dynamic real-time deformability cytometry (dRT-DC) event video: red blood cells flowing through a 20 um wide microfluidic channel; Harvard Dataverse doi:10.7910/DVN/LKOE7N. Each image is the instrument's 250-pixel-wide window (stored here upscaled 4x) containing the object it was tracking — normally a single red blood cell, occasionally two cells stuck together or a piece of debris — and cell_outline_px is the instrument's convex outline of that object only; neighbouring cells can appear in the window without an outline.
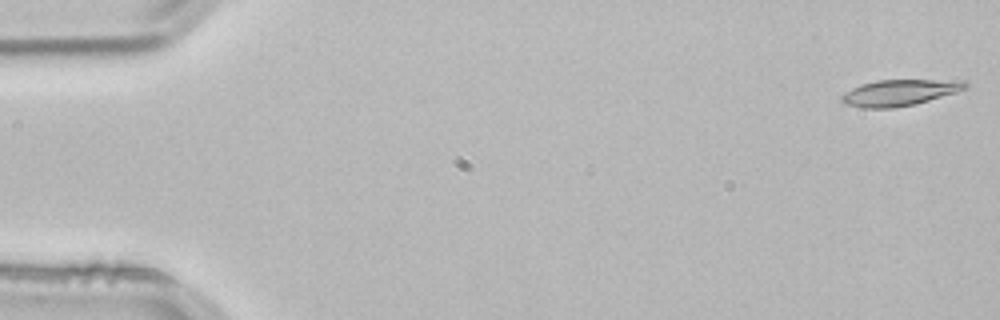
{"species": "common noctule bat (a hibernating species)", "species_latin": "Nyctalus noctula", "temperature_condition": "room temperature", "stored_images_in_passage": 53, "camera_frame_rate_fps": 3000, "um_per_image_px": 0.085, "animal": {"sex": "male", "body_mass_g": 21.5, "forearm_length_mm": 52.0}, "frame": {"image": 1, "passage_image": 1, "time_ms": 0.0, "image_size_px": [1000, 320], "cell_outline_px": [[968, 88], [956, 92], [916, 104], [892, 108], [864, 108], [848, 104], [840, 100], [840, 96], [844, 92], [860, 84], [876, 80], [964, 80], [968, 84]], "centroid_in_image_um": [76.46, 7.87], "position_along_channel_um": 8.5, "area_um2": 18.9}}
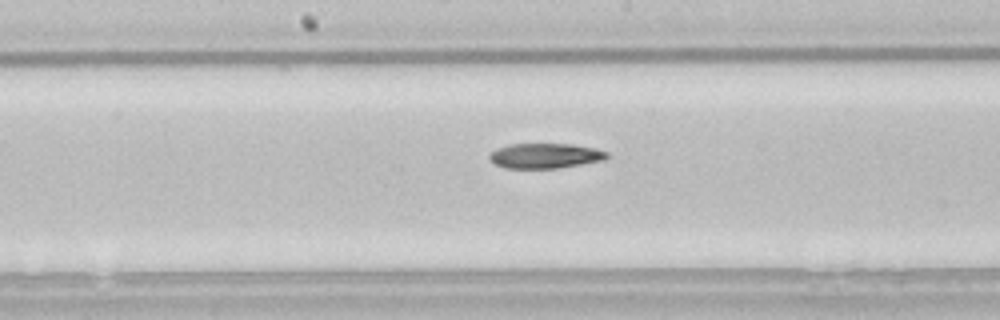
{"frame": {"image": 2, "passage_image": 27, "time_ms": 8.667, "image_size_px": [1000, 320], "cell_outline_px": [[608, 156], [604, 160], [560, 168], [504, 168], [492, 164], [488, 160], [488, 156], [496, 148], [508, 144], [572, 144], [596, 148], [608, 152]], "centroid_in_image_um": [46.3, 13.24], "position_along_channel_um": 201.9, "area_um2": 17.4}}
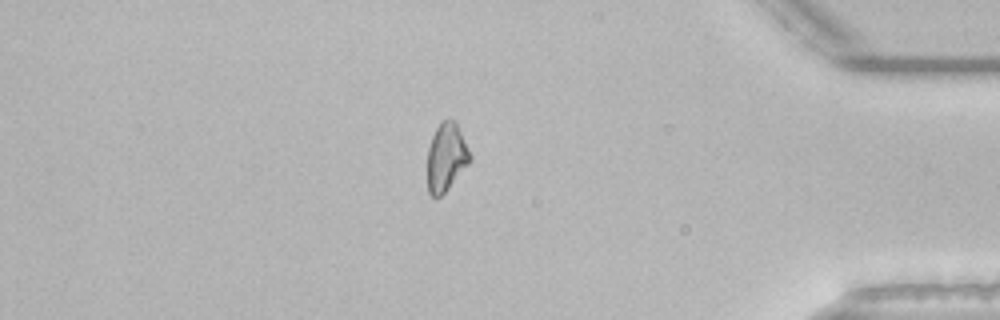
{"frame": {"image": 3, "passage_image": 45, "time_ms": 14.667, "image_size_px": [1000, 320], "cell_outline_px": [[472, 160], [448, 188], [440, 196], [432, 196], [428, 192], [428, 148], [432, 136], [436, 128], [448, 116], [452, 116], [456, 120], [472, 156]], "centroid_in_image_um": [37.95, 13.3], "position_along_channel_um": 397.2, "area_um2": 16.99}}